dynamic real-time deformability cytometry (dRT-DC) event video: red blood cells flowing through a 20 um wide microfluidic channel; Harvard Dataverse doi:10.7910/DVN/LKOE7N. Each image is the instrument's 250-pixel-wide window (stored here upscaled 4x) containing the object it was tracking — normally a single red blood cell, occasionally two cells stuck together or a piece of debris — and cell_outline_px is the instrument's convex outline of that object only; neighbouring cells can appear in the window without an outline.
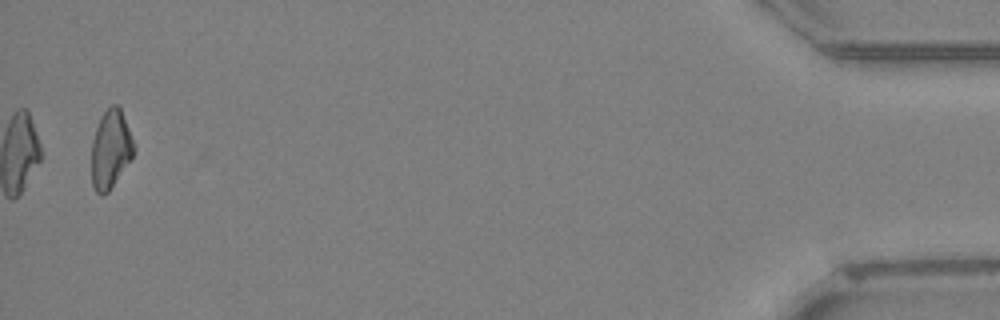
{"species": "Egyptian fruit bat (a non-hibernating species)", "species_latin": "Rousettus aegyptiacus", "temperature_condition": "warm", "stored_images_in_passage": 13, "camera_frame_rate_fps": 3000, "um_per_image_px": 0.085, "animal": {"sex": "female"}, "frame": {"image": 1, "passage_image": 13, "time_ms": 4.0, "image_size_px": [1000, 320], "cell_outline_px": [[136, 148], [132, 156], [108, 192], [100, 196], [96, 192], [92, 184], [92, 140], [100, 116], [112, 104], [116, 104], [120, 108]], "centroid_in_image_um": [9.38, 12.68], "position_along_channel_um": 425.8, "area_um2": 19.02}}